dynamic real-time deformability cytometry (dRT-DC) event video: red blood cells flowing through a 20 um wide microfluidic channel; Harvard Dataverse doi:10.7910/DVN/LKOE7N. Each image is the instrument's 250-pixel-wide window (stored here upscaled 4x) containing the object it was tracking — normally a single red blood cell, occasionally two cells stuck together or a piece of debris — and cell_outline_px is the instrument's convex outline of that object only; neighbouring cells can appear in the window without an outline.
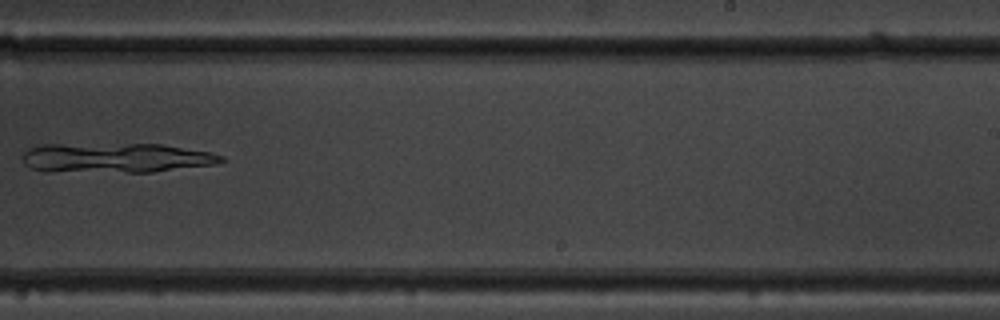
{"species": "common noctule bat (a hibernating species)", "species_latin": "Nyctalus noctula", "temperature_condition": "warm", "stored_images_in_passage": 10, "camera_frame_rate_fps": 3000, "um_per_image_px": 0.085, "animal": {"sex": "male", "body_mass_g": 19.5, "forearm_length_mm": 54.6}, "frame": {"image": 1, "passage_image": 10, "time_ms": 3.0, "image_size_px": [1000, 320], "cell_outline_px": [[228, 160], [216, 164], [152, 172], [48, 172], [28, 168], [24, 164], [24, 152], [28, 148], [40, 144], [160, 144], [212, 152], [224, 156]], "centroid_in_image_um": [9.84, 13.42], "position_along_channel_um": 279.2, "area_um2": 34.97}}